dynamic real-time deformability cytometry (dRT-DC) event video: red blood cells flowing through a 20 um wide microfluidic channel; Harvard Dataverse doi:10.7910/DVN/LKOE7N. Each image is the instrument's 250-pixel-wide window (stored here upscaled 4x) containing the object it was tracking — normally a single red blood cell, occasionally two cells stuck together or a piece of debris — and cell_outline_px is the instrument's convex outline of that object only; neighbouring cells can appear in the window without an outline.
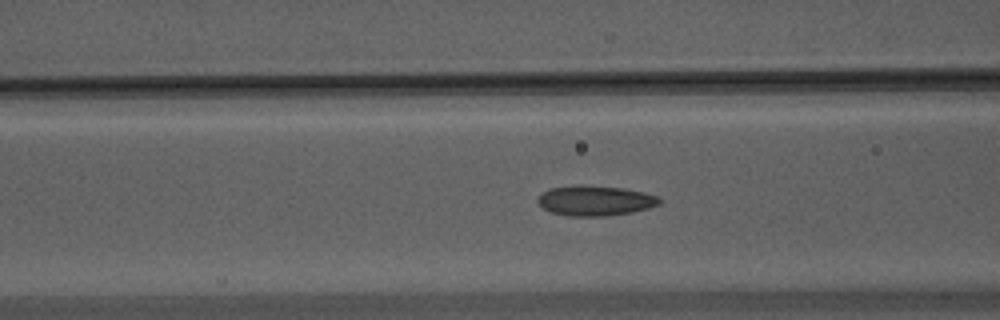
{"species": "Egyptian fruit bat (a non-hibernating species)", "species_latin": "Rousettus aegyptiacus", "temperature_condition": "warm", "stored_images_in_passage": 10, "camera_frame_rate_fps": 3000, "um_per_image_px": 0.085, "animal": {"sex": "male"}, "frame": {"image": 1, "passage_image": 7, "time_ms": 2.0, "image_size_px": [1000, 320], "cell_outline_px": [[660, 204], [648, 208], [632, 212], [604, 216], [568, 216], [552, 212], [544, 208], [536, 200], [544, 192], [552, 188], [624, 188], [644, 192], [660, 196]], "centroid_in_image_um": [50.67, 17.11], "position_along_channel_um": 115.9, "area_um2": 20.29}}